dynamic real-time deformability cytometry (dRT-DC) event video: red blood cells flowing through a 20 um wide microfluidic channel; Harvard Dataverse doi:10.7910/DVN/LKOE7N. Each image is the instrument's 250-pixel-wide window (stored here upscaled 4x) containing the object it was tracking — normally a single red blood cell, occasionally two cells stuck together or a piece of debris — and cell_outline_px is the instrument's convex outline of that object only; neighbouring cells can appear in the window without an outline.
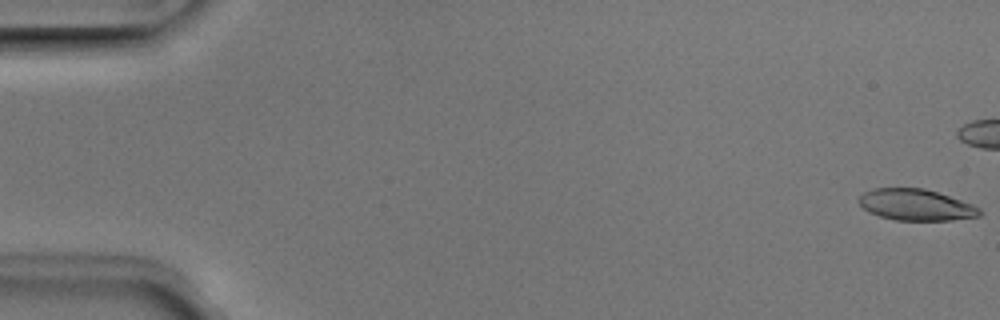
{"species": "Egyptian fruit bat (a non-hibernating species)", "species_latin": "Rousettus aegyptiacus", "temperature_condition": "room temperature", "stored_images_in_passage": 41, "camera_frame_rate_fps": 3000, "um_per_image_px": 0.085, "animal": {"sex": "male"}, "frame": {"image": 1, "passage_image": 1, "time_ms": 0.0, "image_size_px": [1000, 320], "cell_outline_px": [[980, 216], [952, 220], [896, 220], [880, 216], [868, 212], [860, 204], [860, 196], [864, 192], [876, 188], [924, 188], [972, 204], [980, 208]], "centroid_in_image_um": [77.85, 17.41], "position_along_channel_um": 7.1, "area_um2": 21.73}}
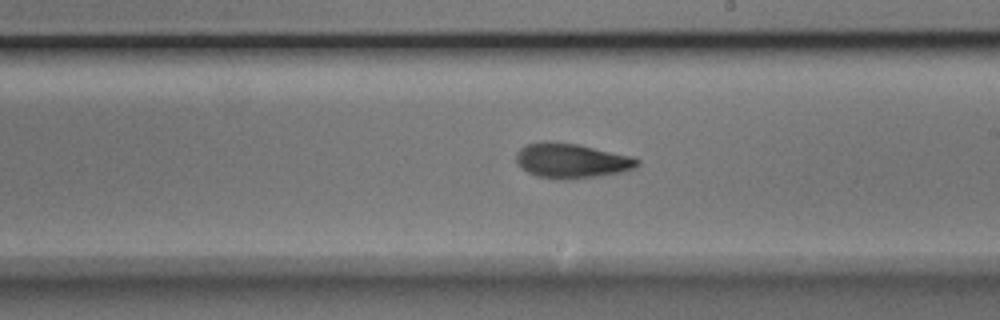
{"frame": {"image": 2, "passage_image": 30, "time_ms": 9.667, "image_size_px": [1000, 320], "cell_outline_px": [[640, 164], [636, 168], [624, 172], [596, 176], [564, 180], [560, 180], [536, 176], [520, 168], [516, 160], [516, 152], [520, 148], [528, 144], [544, 140], [576, 144], [632, 156], [640, 160]], "centroid_in_image_um": [48.57, 13.67], "position_along_channel_um": 240.4, "area_um2": 24.74}}
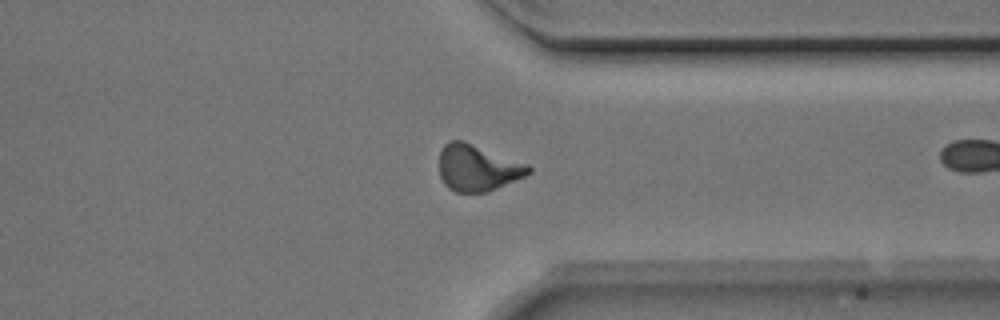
{"frame": {"image": 3, "passage_image": 40, "time_ms": 13.0, "image_size_px": [1000, 320], "cell_outline_px": [[532, 172], [524, 176], [488, 192], [456, 192], [448, 188], [444, 184], [440, 176], [440, 152], [444, 144], [448, 140], [464, 140], [528, 164], [532, 168]], "centroid_in_image_um": [40.58, 14.26], "position_along_channel_um": 370.8, "area_um2": 24.22}}